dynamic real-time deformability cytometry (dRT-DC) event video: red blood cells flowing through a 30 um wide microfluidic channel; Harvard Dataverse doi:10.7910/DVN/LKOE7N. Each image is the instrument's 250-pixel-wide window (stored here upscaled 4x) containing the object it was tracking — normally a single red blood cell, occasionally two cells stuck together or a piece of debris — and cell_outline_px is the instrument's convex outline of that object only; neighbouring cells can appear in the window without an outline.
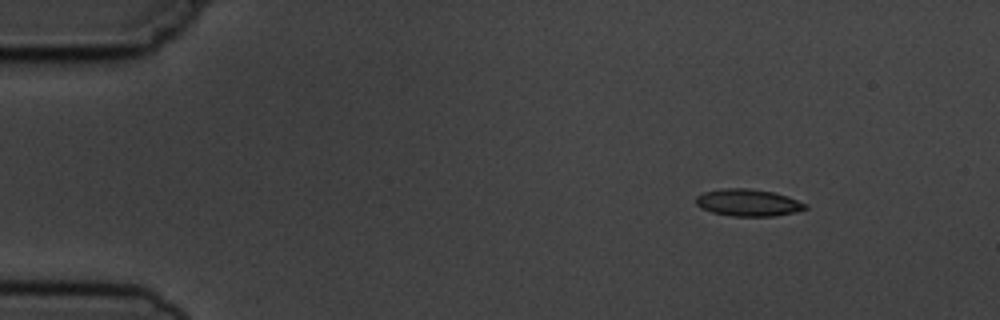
{"species": "common noctule bat (a hibernating species)", "species_latin": "Nyctalus noctula", "temperature_condition": "cold", "stored_images_in_passage": 7, "camera_frame_rate_fps": 3000, "um_per_image_px": 0.085, "animal": {"sex": "male", "body_mass_g": 19.5, "forearm_length_mm": 54.6}, "frame": {"image": 1, "passage_image": 1, "time_ms": 0.0, "image_size_px": [1000, 320], "cell_outline_px": [[808, 208], [796, 212], [776, 216], [732, 216], [712, 212], [700, 208], [696, 204], [696, 196], [704, 192], [724, 188], [748, 188], [772, 192], [788, 196], [808, 204]], "centroid_in_image_um": [63.61, 17.23], "position_along_channel_um": 21.4, "area_um2": 17.34}}
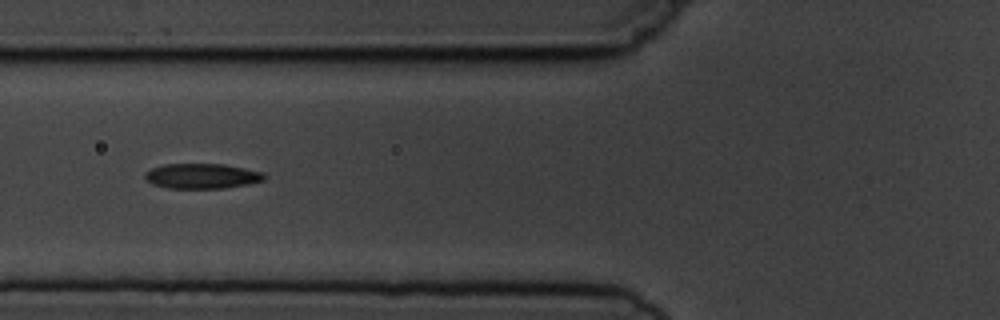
{"frame": {"image": 2, "passage_image": 5, "time_ms": 4.667, "image_size_px": [1000, 320], "cell_outline_px": [[268, 176], [264, 180], [248, 184], [224, 188], [168, 188], [152, 184], [144, 176], [144, 172], [152, 168], [164, 164], [224, 164], [264, 172]], "centroid_in_image_um": [17.19, 14.96], "position_along_channel_um": 108.6, "area_um2": 17.51}}
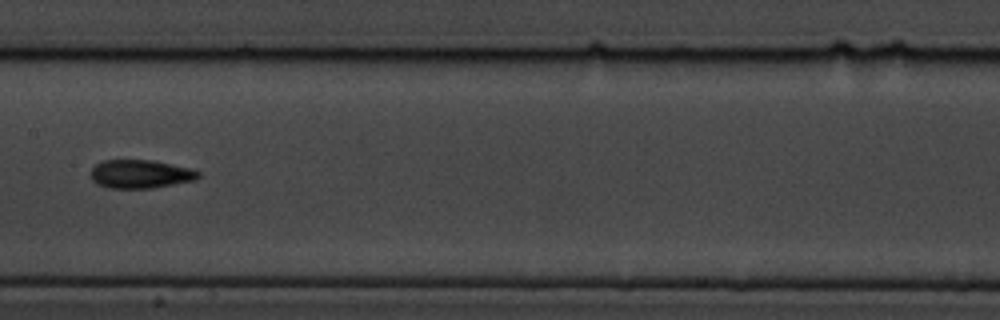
{"frame": {"image": 3, "passage_image": 7, "time_ms": 7.0, "image_size_px": [1000, 320], "cell_outline_px": [[200, 176], [196, 180], [152, 188], [108, 188], [96, 184], [92, 180], [92, 168], [96, 164], [104, 160], [152, 160], [172, 164], [188, 168], [200, 172]], "centroid_in_image_um": [11.93, 14.8], "position_along_channel_um": 195.5, "area_um2": 17.8}}